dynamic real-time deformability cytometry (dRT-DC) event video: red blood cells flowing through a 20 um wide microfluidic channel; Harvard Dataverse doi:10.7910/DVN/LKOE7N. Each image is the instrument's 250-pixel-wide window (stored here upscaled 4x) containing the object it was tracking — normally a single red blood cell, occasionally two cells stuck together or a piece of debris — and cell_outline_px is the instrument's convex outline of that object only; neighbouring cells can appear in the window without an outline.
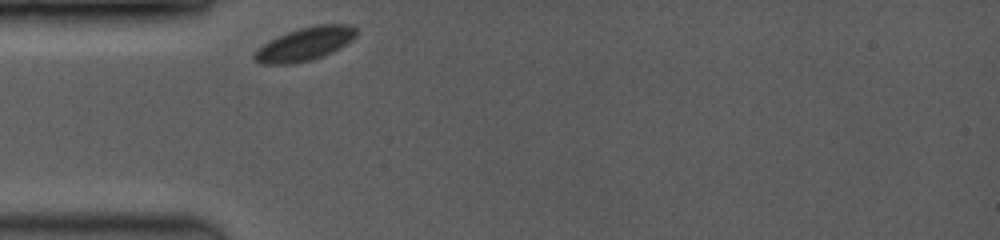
{"species": "common noctule bat (a hibernating species)", "species_latin": "Nyctalus noctula", "temperature_condition": "room temperature", "stored_images_in_passage": 37, "camera_frame_rate_fps": 3500, "um_per_image_px": 0.085, "animal": {"sex": "female", "body_mass_g": 19.0, "forearm_length_mm": 53.3}, "frame": {"image": 1, "passage_image": 1, "time_ms": 0.0, "image_size_px": [1000, 240], "cell_outline_px": [[356, 36], [352, 40], [340, 48], [324, 56], [312, 60], [292, 64], [260, 64], [252, 60], [252, 52], [264, 44], [288, 32], [300, 28], [316, 24], [348, 24], [356, 28]], "centroid_in_image_um": [25.9, 3.76], "position_along_channel_um": 59.1, "area_um2": 19.88}}
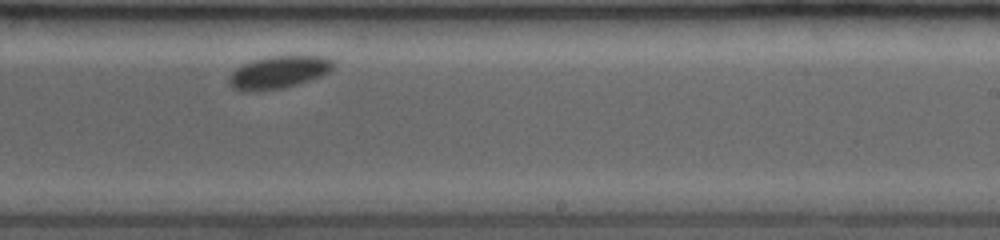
{"frame": {"image": 2, "passage_image": 23, "time_ms": 5.714, "image_size_px": [1000, 240], "cell_outline_px": [[336, 64], [328, 72], [320, 76], [284, 88], [260, 92], [244, 92], [232, 88], [228, 84], [228, 76], [236, 68], [252, 60], [268, 56], [324, 56], [332, 60]], "centroid_in_image_um": [23.62, 6.16], "position_along_channel_um": 265.4, "area_um2": 20.0}}
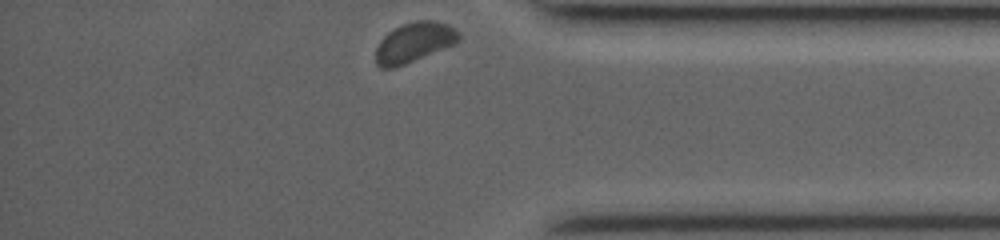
{"frame": {"image": 3, "passage_image": 37, "time_ms": 9.429, "image_size_px": [1000, 240], "cell_outline_px": [[460, 40], [456, 44], [404, 64], [392, 68], [380, 68], [376, 64], [376, 48], [380, 40], [388, 32], [404, 24], [416, 20], [432, 20], [448, 24], [456, 28], [460, 32]], "centroid_in_image_um": [35.24, 3.59], "position_along_channel_um": 400.0, "area_um2": 19.31}, "authors_computed_cell_mechanics": {"area_um2": 19.7098, "velocity_mm_per_s": 3.68, "shape_relaxation_time_tau1_ms": 1.1927, "shape_relaxation_time_tau2_ms": null, "deformation_change_tau1": 0.0472, "deformation_change_tau2": null}}